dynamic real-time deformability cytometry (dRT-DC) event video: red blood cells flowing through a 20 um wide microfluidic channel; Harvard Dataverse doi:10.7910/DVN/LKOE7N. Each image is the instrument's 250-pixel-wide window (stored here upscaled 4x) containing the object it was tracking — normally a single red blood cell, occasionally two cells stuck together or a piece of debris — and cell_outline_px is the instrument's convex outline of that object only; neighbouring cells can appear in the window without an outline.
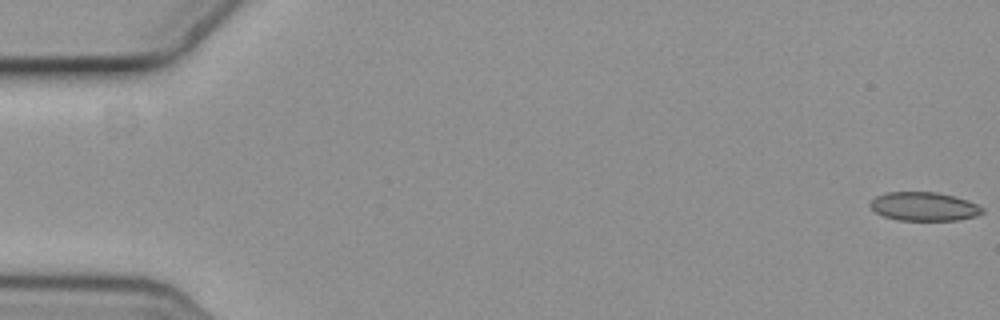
{"species": "common noctule bat (a hibernating species)", "species_latin": "Nyctalus noctula", "temperature_condition": "cold", "stored_images_in_passage": 7, "camera_frame_rate_fps": 3000, "um_per_image_px": 0.085, "animal": {"sex": "female", "body_mass_g": 19.3, "forearm_length_mm": 54.1}, "frame": {"image": 1, "passage_image": 1, "time_ms": 0.0, "image_size_px": [1000, 320], "cell_outline_px": [[984, 212], [976, 216], [960, 220], [896, 220], [884, 216], [876, 212], [868, 204], [876, 196], [888, 192], [936, 192], [968, 200], [984, 208]], "centroid_in_image_um": [78.55, 17.55], "position_along_channel_um": 6.4, "area_um2": 18.73}}
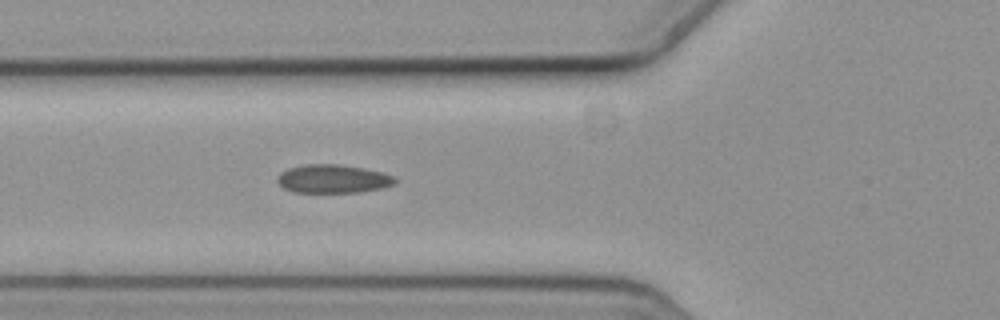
{"frame": {"image": 2, "passage_image": 7, "time_ms": 2.0, "image_size_px": [1000, 320], "cell_outline_px": [[396, 184], [384, 188], [360, 192], [292, 192], [284, 188], [276, 180], [276, 176], [280, 172], [288, 168], [304, 164], [336, 164], [364, 168], [396, 176]], "centroid_in_image_um": [28.3, 15.2], "position_along_channel_um": 97.5, "area_um2": 19.71}}